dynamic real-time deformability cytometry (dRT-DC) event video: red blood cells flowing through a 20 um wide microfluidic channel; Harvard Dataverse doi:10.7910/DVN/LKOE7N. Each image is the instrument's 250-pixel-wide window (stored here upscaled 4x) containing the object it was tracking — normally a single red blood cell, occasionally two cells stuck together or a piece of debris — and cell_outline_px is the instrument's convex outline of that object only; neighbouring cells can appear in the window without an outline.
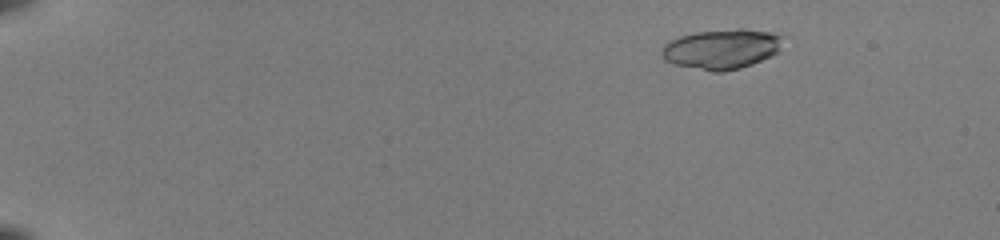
{"species": "common noctule bat (a hibernating species)", "species_latin": "Nyctalus noctula", "temperature_condition": "room temperature", "stored_images_in_passage": 52, "camera_frame_rate_fps": 3000, "um_per_image_px": 0.085, "animal": {"sex": "female", "body_mass_g": 22.0, "forearm_length_mm": 56.7}, "frame": {"image": 1, "passage_image": 7, "time_ms": 2.0, "image_size_px": [1000, 240], "cell_outline_px": [[784, 36], [780, 52], [772, 56], [752, 64], [740, 68], [724, 72], [712, 72], [672, 64], [664, 60], [660, 52], [664, 44], [680, 36], [696, 32], [736, 28], [744, 28], [772, 32]], "centroid_in_image_um": [61.37, 4.17], "position_along_channel_um": 23.6, "area_um2": 28.73}}
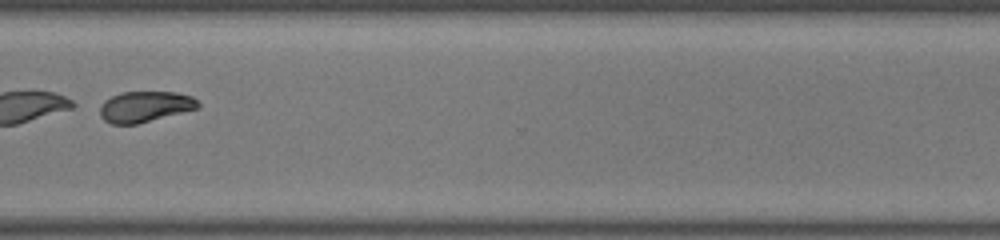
{"frame": {"image": 2, "passage_image": 42, "time_ms": 13.667, "image_size_px": [1000, 240], "cell_outline_px": [[200, 108], [136, 124], [112, 124], [104, 120], [100, 116], [100, 104], [104, 100], [120, 92], [176, 92], [192, 96], [200, 104]], "centroid_in_image_um": [12.32, 9.06], "position_along_channel_um": 358.3, "area_um2": 17.69}}